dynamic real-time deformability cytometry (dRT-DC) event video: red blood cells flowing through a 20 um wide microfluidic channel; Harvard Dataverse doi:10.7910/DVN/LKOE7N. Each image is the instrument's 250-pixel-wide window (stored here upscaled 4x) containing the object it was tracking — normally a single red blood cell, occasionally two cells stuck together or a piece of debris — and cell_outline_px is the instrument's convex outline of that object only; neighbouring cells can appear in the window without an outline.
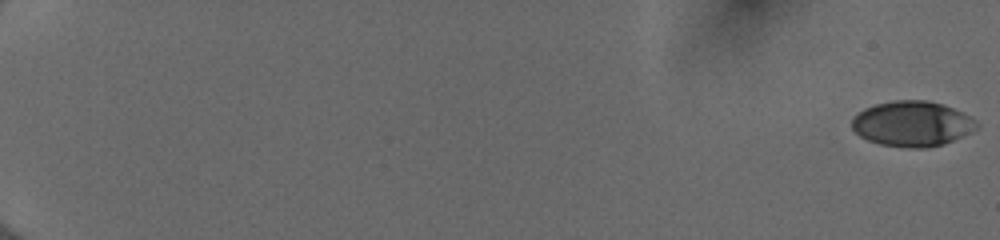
{"species": "human", "species_latin": "Homo sapiens", "temperature_condition": "cold", "stored_images_in_passage": 55, "camera_frame_rate_fps": 3000, "um_per_image_px": 0.085, "donor": {"sex": "female"}, "frame": {"image": 1, "passage_image": 1, "time_ms": 0.0, "image_size_px": [1000, 240], "cell_outline_px": [[980, 124], [972, 132], [944, 144], [924, 148], [912, 148], [880, 144], [868, 140], [860, 136], [852, 128], [852, 116], [864, 108], [876, 104], [896, 100], [928, 100], [944, 104], [964, 112], [976, 120]], "centroid_in_image_um": [77.56, 10.51], "position_along_channel_um": 7.4, "area_um2": 33.18}}
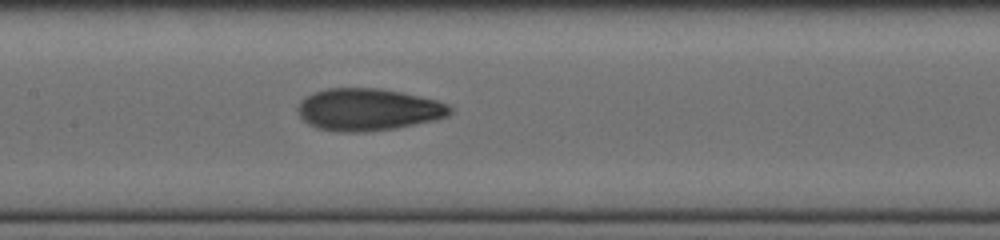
{"frame": {"image": 2, "passage_image": 31, "time_ms": 10.0, "image_size_px": [1000, 240], "cell_outline_px": [[452, 112], [448, 116], [436, 120], [396, 128], [364, 132], [340, 132], [316, 128], [308, 124], [300, 116], [296, 108], [300, 100], [304, 96], [328, 88], [380, 88], [400, 92], [436, 100], [448, 104], [452, 108]], "centroid_in_image_um": [31.28, 9.32], "position_along_channel_um": 176.1, "area_um2": 37.57}}
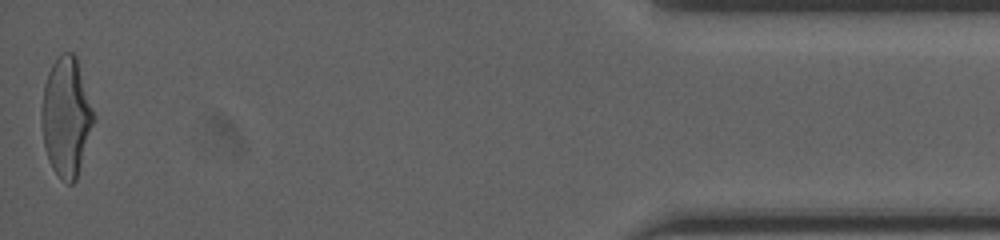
{"frame": {"image": 3, "passage_image": 55, "time_ms": 18.0, "image_size_px": [1000, 240], "cell_outline_px": [[92, 124], [76, 180], [72, 184], [68, 184], [60, 180], [52, 168], [48, 160], [44, 144], [40, 120], [40, 112], [44, 84], [48, 72], [52, 64], [60, 52], [72, 52], [76, 56], [92, 108]], "centroid_in_image_um": [5.57, 9.93], "position_along_channel_um": 429.6, "area_um2": 35.72}, "authors_computed_cell_mechanics": {"area_um2": 35.0268, "velocity_mm_per_s": 4.0102, "shape_relaxation_time_tau1_ms": 4.9709, "shape_relaxation_time_tau2_ms": 1.3848, "deformation_change_tau1": 0.189, "deformation_change_tau2": 0.0759}}